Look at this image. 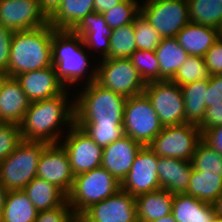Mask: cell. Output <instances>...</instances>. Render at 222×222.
Here are the masks:
<instances>
[{"label":"cell","mask_w":222,"mask_h":222,"mask_svg":"<svg viewBox=\"0 0 222 222\" xmlns=\"http://www.w3.org/2000/svg\"><path fill=\"white\" fill-rule=\"evenodd\" d=\"M85 86V87H84ZM74 99L76 125L123 126L127 97L96 81L84 84Z\"/></svg>","instance_id":"2"},{"label":"cell","mask_w":222,"mask_h":222,"mask_svg":"<svg viewBox=\"0 0 222 222\" xmlns=\"http://www.w3.org/2000/svg\"><path fill=\"white\" fill-rule=\"evenodd\" d=\"M163 125L145 93L127 97L124 107V135L148 146L160 133Z\"/></svg>","instance_id":"7"},{"label":"cell","mask_w":222,"mask_h":222,"mask_svg":"<svg viewBox=\"0 0 222 222\" xmlns=\"http://www.w3.org/2000/svg\"><path fill=\"white\" fill-rule=\"evenodd\" d=\"M206 107H211L213 104L222 102V76L210 75L206 90Z\"/></svg>","instance_id":"43"},{"label":"cell","mask_w":222,"mask_h":222,"mask_svg":"<svg viewBox=\"0 0 222 222\" xmlns=\"http://www.w3.org/2000/svg\"><path fill=\"white\" fill-rule=\"evenodd\" d=\"M202 140L222 156V126L206 129L202 133Z\"/></svg>","instance_id":"45"},{"label":"cell","mask_w":222,"mask_h":222,"mask_svg":"<svg viewBox=\"0 0 222 222\" xmlns=\"http://www.w3.org/2000/svg\"><path fill=\"white\" fill-rule=\"evenodd\" d=\"M215 222H222V217L217 216L216 219H215Z\"/></svg>","instance_id":"53"},{"label":"cell","mask_w":222,"mask_h":222,"mask_svg":"<svg viewBox=\"0 0 222 222\" xmlns=\"http://www.w3.org/2000/svg\"><path fill=\"white\" fill-rule=\"evenodd\" d=\"M192 169L191 161L159 157L157 173L161 189L173 195L186 193Z\"/></svg>","instance_id":"21"},{"label":"cell","mask_w":222,"mask_h":222,"mask_svg":"<svg viewBox=\"0 0 222 222\" xmlns=\"http://www.w3.org/2000/svg\"><path fill=\"white\" fill-rule=\"evenodd\" d=\"M209 76L204 57L189 55L170 81L183 86L198 80H208Z\"/></svg>","instance_id":"34"},{"label":"cell","mask_w":222,"mask_h":222,"mask_svg":"<svg viewBox=\"0 0 222 222\" xmlns=\"http://www.w3.org/2000/svg\"><path fill=\"white\" fill-rule=\"evenodd\" d=\"M8 191L0 184V221Z\"/></svg>","instance_id":"48"},{"label":"cell","mask_w":222,"mask_h":222,"mask_svg":"<svg viewBox=\"0 0 222 222\" xmlns=\"http://www.w3.org/2000/svg\"><path fill=\"white\" fill-rule=\"evenodd\" d=\"M121 189V183L102 166L74 177L67 201L74 214H82Z\"/></svg>","instance_id":"6"},{"label":"cell","mask_w":222,"mask_h":222,"mask_svg":"<svg viewBox=\"0 0 222 222\" xmlns=\"http://www.w3.org/2000/svg\"><path fill=\"white\" fill-rule=\"evenodd\" d=\"M142 147V144L134 141L130 136L123 135L120 139L103 147L101 166L121 183Z\"/></svg>","instance_id":"18"},{"label":"cell","mask_w":222,"mask_h":222,"mask_svg":"<svg viewBox=\"0 0 222 222\" xmlns=\"http://www.w3.org/2000/svg\"><path fill=\"white\" fill-rule=\"evenodd\" d=\"M48 23L39 0H0V24L13 32L37 29Z\"/></svg>","instance_id":"14"},{"label":"cell","mask_w":222,"mask_h":222,"mask_svg":"<svg viewBox=\"0 0 222 222\" xmlns=\"http://www.w3.org/2000/svg\"><path fill=\"white\" fill-rule=\"evenodd\" d=\"M140 13L162 38L176 37L190 23L187 0H144Z\"/></svg>","instance_id":"10"},{"label":"cell","mask_w":222,"mask_h":222,"mask_svg":"<svg viewBox=\"0 0 222 222\" xmlns=\"http://www.w3.org/2000/svg\"><path fill=\"white\" fill-rule=\"evenodd\" d=\"M130 60L145 83L160 81V66L155 51L136 50Z\"/></svg>","instance_id":"36"},{"label":"cell","mask_w":222,"mask_h":222,"mask_svg":"<svg viewBox=\"0 0 222 222\" xmlns=\"http://www.w3.org/2000/svg\"><path fill=\"white\" fill-rule=\"evenodd\" d=\"M213 207L217 216L222 217V193L218 196L217 200L213 203Z\"/></svg>","instance_id":"49"},{"label":"cell","mask_w":222,"mask_h":222,"mask_svg":"<svg viewBox=\"0 0 222 222\" xmlns=\"http://www.w3.org/2000/svg\"><path fill=\"white\" fill-rule=\"evenodd\" d=\"M191 163L201 174H220L222 177V156L203 140L196 146Z\"/></svg>","instance_id":"33"},{"label":"cell","mask_w":222,"mask_h":222,"mask_svg":"<svg viewBox=\"0 0 222 222\" xmlns=\"http://www.w3.org/2000/svg\"><path fill=\"white\" fill-rule=\"evenodd\" d=\"M171 213L177 222H215L217 217L213 204L186 193L174 195Z\"/></svg>","instance_id":"23"},{"label":"cell","mask_w":222,"mask_h":222,"mask_svg":"<svg viewBox=\"0 0 222 222\" xmlns=\"http://www.w3.org/2000/svg\"><path fill=\"white\" fill-rule=\"evenodd\" d=\"M63 0H39L41 10L49 18L56 9L62 4Z\"/></svg>","instance_id":"46"},{"label":"cell","mask_w":222,"mask_h":222,"mask_svg":"<svg viewBox=\"0 0 222 222\" xmlns=\"http://www.w3.org/2000/svg\"><path fill=\"white\" fill-rule=\"evenodd\" d=\"M81 215L88 222H138L135 197L121 189Z\"/></svg>","instance_id":"16"},{"label":"cell","mask_w":222,"mask_h":222,"mask_svg":"<svg viewBox=\"0 0 222 222\" xmlns=\"http://www.w3.org/2000/svg\"><path fill=\"white\" fill-rule=\"evenodd\" d=\"M120 2L122 0H94V11L96 13H104Z\"/></svg>","instance_id":"47"},{"label":"cell","mask_w":222,"mask_h":222,"mask_svg":"<svg viewBox=\"0 0 222 222\" xmlns=\"http://www.w3.org/2000/svg\"><path fill=\"white\" fill-rule=\"evenodd\" d=\"M37 214L23 190L8 191L0 222H35Z\"/></svg>","instance_id":"29"},{"label":"cell","mask_w":222,"mask_h":222,"mask_svg":"<svg viewBox=\"0 0 222 222\" xmlns=\"http://www.w3.org/2000/svg\"><path fill=\"white\" fill-rule=\"evenodd\" d=\"M204 60L209 75H219L222 72V35L205 53Z\"/></svg>","instance_id":"41"},{"label":"cell","mask_w":222,"mask_h":222,"mask_svg":"<svg viewBox=\"0 0 222 222\" xmlns=\"http://www.w3.org/2000/svg\"><path fill=\"white\" fill-rule=\"evenodd\" d=\"M68 90L49 99L30 102L20 124L23 140L47 144L61 142L64 125L69 129L75 124L74 100L68 101Z\"/></svg>","instance_id":"1"},{"label":"cell","mask_w":222,"mask_h":222,"mask_svg":"<svg viewBox=\"0 0 222 222\" xmlns=\"http://www.w3.org/2000/svg\"><path fill=\"white\" fill-rule=\"evenodd\" d=\"M151 222H177V221L175 220V218L173 217V215L171 213L167 216L161 217V218L151 221Z\"/></svg>","instance_id":"50"},{"label":"cell","mask_w":222,"mask_h":222,"mask_svg":"<svg viewBox=\"0 0 222 222\" xmlns=\"http://www.w3.org/2000/svg\"><path fill=\"white\" fill-rule=\"evenodd\" d=\"M82 128L98 145L108 146L124 135L123 126L77 125Z\"/></svg>","instance_id":"39"},{"label":"cell","mask_w":222,"mask_h":222,"mask_svg":"<svg viewBox=\"0 0 222 222\" xmlns=\"http://www.w3.org/2000/svg\"><path fill=\"white\" fill-rule=\"evenodd\" d=\"M22 190L38 211L59 207L67 201L61 189L37 176Z\"/></svg>","instance_id":"25"},{"label":"cell","mask_w":222,"mask_h":222,"mask_svg":"<svg viewBox=\"0 0 222 222\" xmlns=\"http://www.w3.org/2000/svg\"><path fill=\"white\" fill-rule=\"evenodd\" d=\"M72 31L80 35L85 47L88 48L87 50L94 49L101 53L100 60L108 58L111 28L106 23L102 13H96L95 11L89 13Z\"/></svg>","instance_id":"20"},{"label":"cell","mask_w":222,"mask_h":222,"mask_svg":"<svg viewBox=\"0 0 222 222\" xmlns=\"http://www.w3.org/2000/svg\"><path fill=\"white\" fill-rule=\"evenodd\" d=\"M109 40L108 58H130L137 50L133 23L111 29Z\"/></svg>","instance_id":"32"},{"label":"cell","mask_w":222,"mask_h":222,"mask_svg":"<svg viewBox=\"0 0 222 222\" xmlns=\"http://www.w3.org/2000/svg\"><path fill=\"white\" fill-rule=\"evenodd\" d=\"M144 93L151 101L163 126L185 124L181 87L170 80L146 83Z\"/></svg>","instance_id":"11"},{"label":"cell","mask_w":222,"mask_h":222,"mask_svg":"<svg viewBox=\"0 0 222 222\" xmlns=\"http://www.w3.org/2000/svg\"><path fill=\"white\" fill-rule=\"evenodd\" d=\"M157 156L149 146H143L138 152L127 176L121 182V190L133 197L160 190Z\"/></svg>","instance_id":"13"},{"label":"cell","mask_w":222,"mask_h":222,"mask_svg":"<svg viewBox=\"0 0 222 222\" xmlns=\"http://www.w3.org/2000/svg\"><path fill=\"white\" fill-rule=\"evenodd\" d=\"M222 193L220 174H201L192 169L186 194L205 203L213 204Z\"/></svg>","instance_id":"30"},{"label":"cell","mask_w":222,"mask_h":222,"mask_svg":"<svg viewBox=\"0 0 222 222\" xmlns=\"http://www.w3.org/2000/svg\"><path fill=\"white\" fill-rule=\"evenodd\" d=\"M48 145L43 142L23 140L0 162V184L7 191L22 190L36 177L41 154Z\"/></svg>","instance_id":"5"},{"label":"cell","mask_w":222,"mask_h":222,"mask_svg":"<svg viewBox=\"0 0 222 222\" xmlns=\"http://www.w3.org/2000/svg\"><path fill=\"white\" fill-rule=\"evenodd\" d=\"M173 197L165 189L137 196L135 203L138 222H151L171 214Z\"/></svg>","instance_id":"24"},{"label":"cell","mask_w":222,"mask_h":222,"mask_svg":"<svg viewBox=\"0 0 222 222\" xmlns=\"http://www.w3.org/2000/svg\"><path fill=\"white\" fill-rule=\"evenodd\" d=\"M60 144L67 151L74 176L89 172L102 164L103 147L98 145L85 131L72 125Z\"/></svg>","instance_id":"12"},{"label":"cell","mask_w":222,"mask_h":222,"mask_svg":"<svg viewBox=\"0 0 222 222\" xmlns=\"http://www.w3.org/2000/svg\"><path fill=\"white\" fill-rule=\"evenodd\" d=\"M73 215L74 212L66 201L59 207L38 211L35 222H68Z\"/></svg>","instance_id":"40"},{"label":"cell","mask_w":222,"mask_h":222,"mask_svg":"<svg viewBox=\"0 0 222 222\" xmlns=\"http://www.w3.org/2000/svg\"><path fill=\"white\" fill-rule=\"evenodd\" d=\"M221 35L218 29L190 22L177 34L176 38L178 44L189 55L204 57Z\"/></svg>","instance_id":"22"},{"label":"cell","mask_w":222,"mask_h":222,"mask_svg":"<svg viewBox=\"0 0 222 222\" xmlns=\"http://www.w3.org/2000/svg\"><path fill=\"white\" fill-rule=\"evenodd\" d=\"M190 21L220 31L222 26V0H187Z\"/></svg>","instance_id":"31"},{"label":"cell","mask_w":222,"mask_h":222,"mask_svg":"<svg viewBox=\"0 0 222 222\" xmlns=\"http://www.w3.org/2000/svg\"><path fill=\"white\" fill-rule=\"evenodd\" d=\"M13 31L0 24V72L8 69Z\"/></svg>","instance_id":"42"},{"label":"cell","mask_w":222,"mask_h":222,"mask_svg":"<svg viewBox=\"0 0 222 222\" xmlns=\"http://www.w3.org/2000/svg\"><path fill=\"white\" fill-rule=\"evenodd\" d=\"M37 177L54 184L68 195L74 183L67 151L59 144H49L41 154Z\"/></svg>","instance_id":"15"},{"label":"cell","mask_w":222,"mask_h":222,"mask_svg":"<svg viewBox=\"0 0 222 222\" xmlns=\"http://www.w3.org/2000/svg\"><path fill=\"white\" fill-rule=\"evenodd\" d=\"M85 48L80 35L75 34L72 30L54 29L52 37V65L58 78L66 88L70 89V86L76 85L77 82L85 77L87 78V81H84L85 84L96 80L97 67L91 68L92 71L89 69L91 67L89 63L92 60H89V53L87 48ZM85 73H88V77L85 76Z\"/></svg>","instance_id":"4"},{"label":"cell","mask_w":222,"mask_h":222,"mask_svg":"<svg viewBox=\"0 0 222 222\" xmlns=\"http://www.w3.org/2000/svg\"><path fill=\"white\" fill-rule=\"evenodd\" d=\"M137 50L155 51L162 37L140 13L133 22Z\"/></svg>","instance_id":"37"},{"label":"cell","mask_w":222,"mask_h":222,"mask_svg":"<svg viewBox=\"0 0 222 222\" xmlns=\"http://www.w3.org/2000/svg\"><path fill=\"white\" fill-rule=\"evenodd\" d=\"M68 222H88L81 214H74Z\"/></svg>","instance_id":"51"},{"label":"cell","mask_w":222,"mask_h":222,"mask_svg":"<svg viewBox=\"0 0 222 222\" xmlns=\"http://www.w3.org/2000/svg\"><path fill=\"white\" fill-rule=\"evenodd\" d=\"M208 80H198L180 86L184 98L185 123L199 124L206 112V90Z\"/></svg>","instance_id":"28"},{"label":"cell","mask_w":222,"mask_h":222,"mask_svg":"<svg viewBox=\"0 0 222 222\" xmlns=\"http://www.w3.org/2000/svg\"><path fill=\"white\" fill-rule=\"evenodd\" d=\"M53 34L54 28L49 23L37 29L14 31L6 76L52 66Z\"/></svg>","instance_id":"3"},{"label":"cell","mask_w":222,"mask_h":222,"mask_svg":"<svg viewBox=\"0 0 222 222\" xmlns=\"http://www.w3.org/2000/svg\"><path fill=\"white\" fill-rule=\"evenodd\" d=\"M15 78L30 102L55 97L67 89L58 78L53 65L16 75Z\"/></svg>","instance_id":"17"},{"label":"cell","mask_w":222,"mask_h":222,"mask_svg":"<svg viewBox=\"0 0 222 222\" xmlns=\"http://www.w3.org/2000/svg\"><path fill=\"white\" fill-rule=\"evenodd\" d=\"M202 140L197 124L163 126L160 133L148 145L159 157H171L191 161L196 146Z\"/></svg>","instance_id":"9"},{"label":"cell","mask_w":222,"mask_h":222,"mask_svg":"<svg viewBox=\"0 0 222 222\" xmlns=\"http://www.w3.org/2000/svg\"><path fill=\"white\" fill-rule=\"evenodd\" d=\"M22 141L20 125L0 122V162L7 158Z\"/></svg>","instance_id":"38"},{"label":"cell","mask_w":222,"mask_h":222,"mask_svg":"<svg viewBox=\"0 0 222 222\" xmlns=\"http://www.w3.org/2000/svg\"><path fill=\"white\" fill-rule=\"evenodd\" d=\"M92 12H94V0H63L49 17V24L57 30H72Z\"/></svg>","instance_id":"26"},{"label":"cell","mask_w":222,"mask_h":222,"mask_svg":"<svg viewBox=\"0 0 222 222\" xmlns=\"http://www.w3.org/2000/svg\"><path fill=\"white\" fill-rule=\"evenodd\" d=\"M155 54L160 66V81L171 80L189 56L176 37L162 38Z\"/></svg>","instance_id":"27"},{"label":"cell","mask_w":222,"mask_h":222,"mask_svg":"<svg viewBox=\"0 0 222 222\" xmlns=\"http://www.w3.org/2000/svg\"><path fill=\"white\" fill-rule=\"evenodd\" d=\"M5 76H6L5 73L0 72V84H1V81L3 80V78H4Z\"/></svg>","instance_id":"52"},{"label":"cell","mask_w":222,"mask_h":222,"mask_svg":"<svg viewBox=\"0 0 222 222\" xmlns=\"http://www.w3.org/2000/svg\"><path fill=\"white\" fill-rule=\"evenodd\" d=\"M29 104L17 79L5 76L0 84V122L20 125Z\"/></svg>","instance_id":"19"},{"label":"cell","mask_w":222,"mask_h":222,"mask_svg":"<svg viewBox=\"0 0 222 222\" xmlns=\"http://www.w3.org/2000/svg\"><path fill=\"white\" fill-rule=\"evenodd\" d=\"M201 132L206 129L222 126V102L206 108L204 119L198 124Z\"/></svg>","instance_id":"44"},{"label":"cell","mask_w":222,"mask_h":222,"mask_svg":"<svg viewBox=\"0 0 222 222\" xmlns=\"http://www.w3.org/2000/svg\"><path fill=\"white\" fill-rule=\"evenodd\" d=\"M140 1L141 0L122 1L102 13L108 26L114 29L133 23L135 18L140 14Z\"/></svg>","instance_id":"35"},{"label":"cell","mask_w":222,"mask_h":222,"mask_svg":"<svg viewBox=\"0 0 222 222\" xmlns=\"http://www.w3.org/2000/svg\"><path fill=\"white\" fill-rule=\"evenodd\" d=\"M95 65L97 67L95 81L102 87L125 97L144 93L146 83L130 58H104L100 61L96 60Z\"/></svg>","instance_id":"8"}]
</instances>
